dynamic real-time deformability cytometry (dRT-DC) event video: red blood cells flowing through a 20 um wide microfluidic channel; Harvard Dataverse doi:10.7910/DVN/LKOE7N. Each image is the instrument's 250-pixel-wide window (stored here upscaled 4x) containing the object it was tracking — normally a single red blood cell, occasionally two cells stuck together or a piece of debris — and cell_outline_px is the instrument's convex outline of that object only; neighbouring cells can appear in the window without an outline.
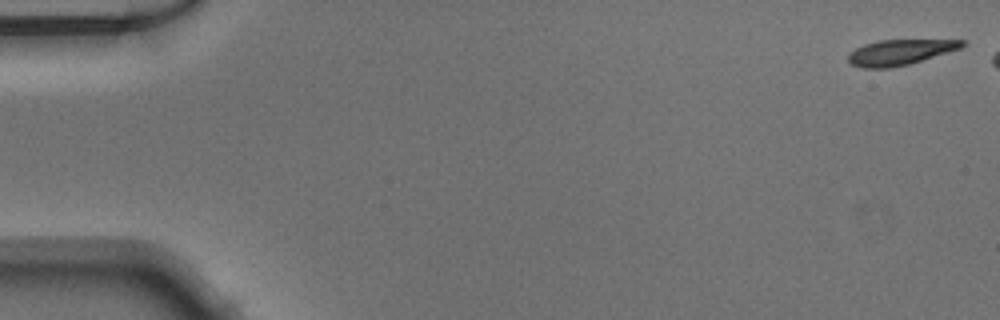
{"species": "Egyptian fruit bat (a non-hibernating species)", "species_latin": "Rousettus aegyptiacus", "temperature_condition": "warm", "stored_images_in_passage": 44, "camera_frame_rate_fps": 3000, "um_per_image_px": 0.085, "animal": {"sex": "male"}, "frame": {"image": 1, "passage_image": 1, "time_ms": 0.0, "image_size_px": [1000, 320], "cell_outline_px": [[968, 44], [960, 48], [908, 64], [888, 68], [864, 68], [852, 64], [848, 60], [848, 52], [864, 44], [880, 40], [968, 40]], "centroid_in_image_um": [76.49, 4.43], "position_along_channel_um": 8.5, "area_um2": 16.7}}
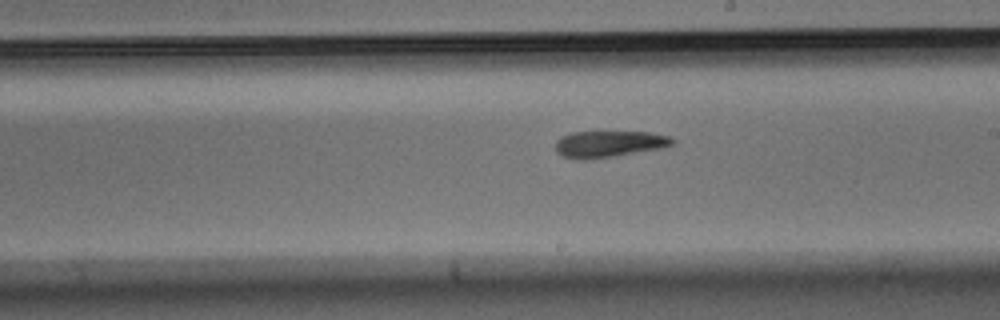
{"frame": {"image": 2, "passage_image": 29, "time_ms": 9.333, "image_size_px": [1000, 320], "cell_outline_px": [[676, 144], [664, 148], [616, 156], [584, 160], [580, 160], [564, 156], [556, 152], [556, 140], [560, 136], [572, 132], [652, 132], [672, 136], [676, 140]], "centroid_in_image_um": [51.84, 12.23], "position_along_channel_um": 237.2, "area_um2": 18.44}}
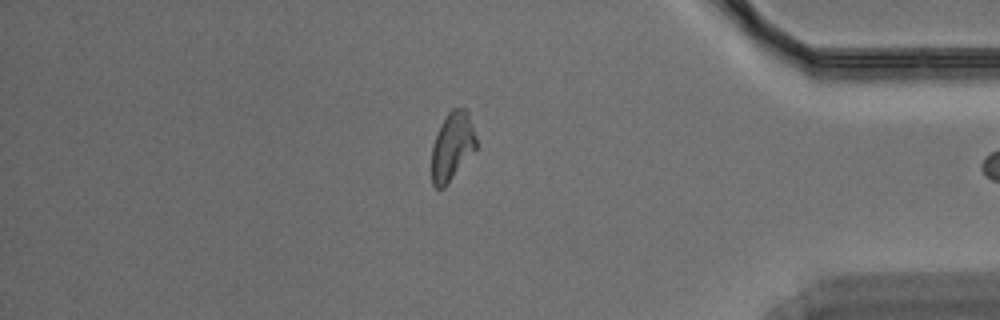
{"frame": {"image": 3, "passage_image": 43, "time_ms": 14.0, "image_size_px": [1000, 320], "cell_outline_px": [[476, 148], [448, 184], [444, 188], [436, 188], [432, 184], [432, 144], [448, 112], [452, 108], [464, 108], [468, 112], [476, 136]], "centroid_in_image_um": [38.44, 12.46], "position_along_channel_um": 396.8, "area_um2": 17.51}}